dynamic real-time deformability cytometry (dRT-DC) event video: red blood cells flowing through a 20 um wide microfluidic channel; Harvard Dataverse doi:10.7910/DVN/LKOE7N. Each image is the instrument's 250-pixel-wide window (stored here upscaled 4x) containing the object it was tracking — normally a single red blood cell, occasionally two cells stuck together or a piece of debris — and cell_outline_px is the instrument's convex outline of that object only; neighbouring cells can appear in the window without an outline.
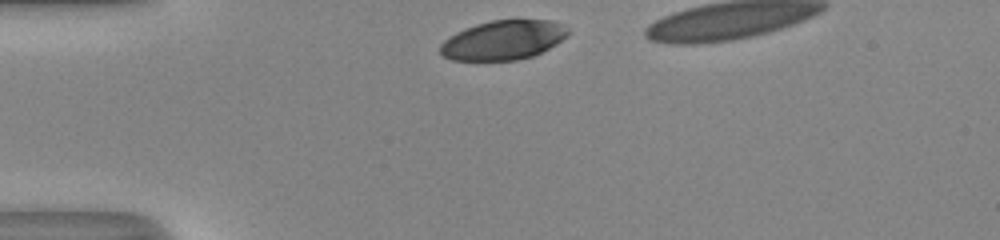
{"species": "human", "species_latin": "Homo sapiens", "temperature_condition": "room temperature", "stored_images_in_passage": 29, "camera_frame_rate_fps": 3000, "um_per_image_px": 0.085, "donor": {"sex": "male"}, "frame": {"image": 1, "passage_image": 1, "time_ms": 0.0, "image_size_px": [1000, 240], "cell_outline_px": [[568, 32], [556, 44], [532, 56], [516, 60], [452, 60], [444, 56], [440, 52], [440, 44], [444, 40], [456, 32], [464, 28], [476, 24], [492, 20], [516, 16], [552, 20], [560, 24]], "centroid_in_image_um": [42.76, 3.35], "position_along_channel_um": 42.2, "area_um2": 29.77}}
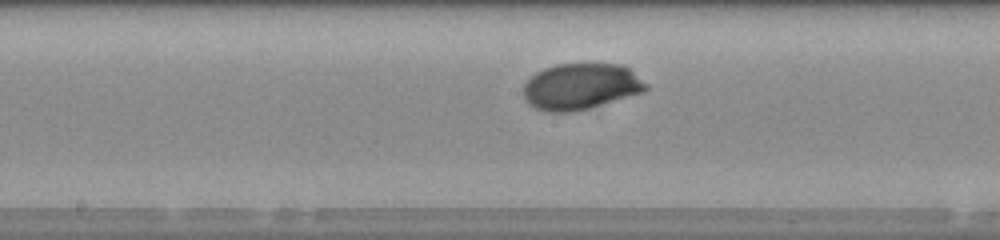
{"frame": {"image": 2, "passage_image": 15, "time_ms": 4.667, "image_size_px": [1000, 240], "cell_outline_px": [[648, 88], [640, 92], [588, 108], [572, 112], [548, 112], [536, 108], [528, 104], [524, 100], [524, 84], [536, 72], [544, 68], [556, 64], [620, 64], [628, 68], [648, 84]], "centroid_in_image_um": [49.32, 7.34], "position_along_channel_um": 198.9, "area_um2": 32.6}}
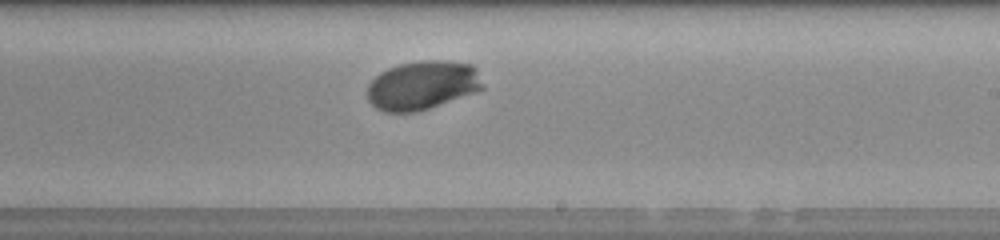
{"frame": {"image": 3, "passage_image": 19, "time_ms": 6.0, "image_size_px": [1000, 240], "cell_outline_px": [[484, 88], [476, 92], [416, 112], [384, 112], [376, 108], [368, 100], [368, 84], [380, 72], [388, 68], [400, 64], [424, 60], [448, 60], [472, 64], [476, 68], [484, 84]], "centroid_in_image_um": [35.93, 7.24], "position_along_channel_um": 253.1, "area_um2": 32.95}, "authors_computed_cell_mechanics": {"area_um2": 32.2524, "velocity_mm_per_s": 4.0902, "shape_relaxation_time_tau1_ms": 1.9568, "shape_relaxation_time_tau2_ms": null, "deformation_change_tau1": 0.1373, "deformation_change_tau2": null}}